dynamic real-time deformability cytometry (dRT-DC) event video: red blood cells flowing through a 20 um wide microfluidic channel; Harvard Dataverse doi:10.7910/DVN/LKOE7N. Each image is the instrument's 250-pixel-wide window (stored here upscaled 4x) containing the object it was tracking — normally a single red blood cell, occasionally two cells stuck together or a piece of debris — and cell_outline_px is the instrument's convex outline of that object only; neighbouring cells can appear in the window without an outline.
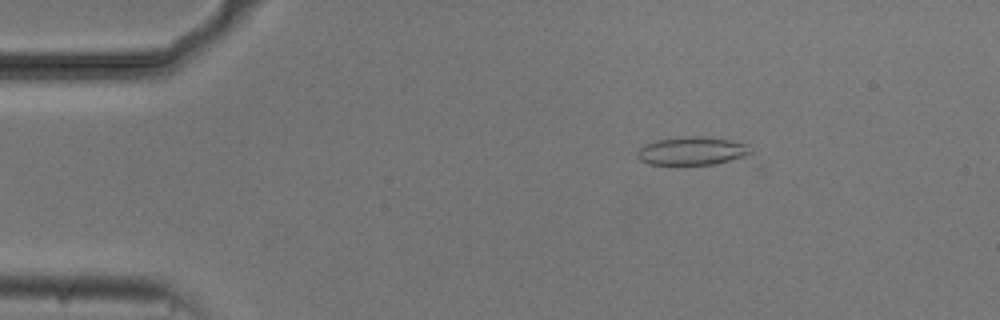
{"species": "common noctule bat (a hibernating species)", "species_latin": "Nyctalus noctula", "temperature_condition": "cold", "stored_images_in_passage": 48, "camera_frame_rate_fps": 3000, "um_per_image_px": 0.085, "animal": {"sex": "male", "body_mass_g": 20.5, "forearm_length_mm": 52.5}, "frame": {"image": 1, "passage_image": 3, "time_ms": 0.667, "image_size_px": [1000, 320], "cell_outline_px": [[752, 152], [728, 160], [712, 164], [676, 168], [648, 164], [640, 160], [636, 156], [636, 152], [644, 144], [656, 140], [692, 136], [700, 136], [732, 140], [748, 144]], "centroid_in_image_um": [58.72, 12.87], "position_along_channel_um": 26.3, "area_um2": 19.25}}
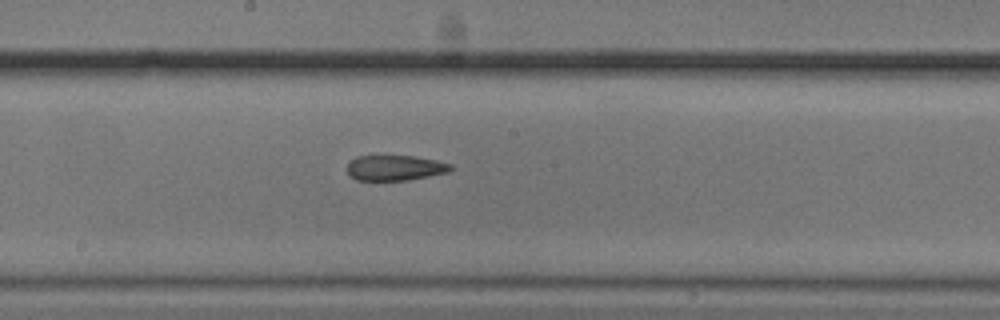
{"frame": {"image": 2, "passage_image": 23, "time_ms": 7.333, "image_size_px": [1000, 320], "cell_outline_px": [[452, 168], [448, 172], [408, 180], [356, 180], [348, 176], [348, 164], [356, 156], [416, 156], [436, 160], [452, 164]], "centroid_in_image_um": [33.57, 14.27], "position_along_channel_um": 214.6, "area_um2": 15.26}}
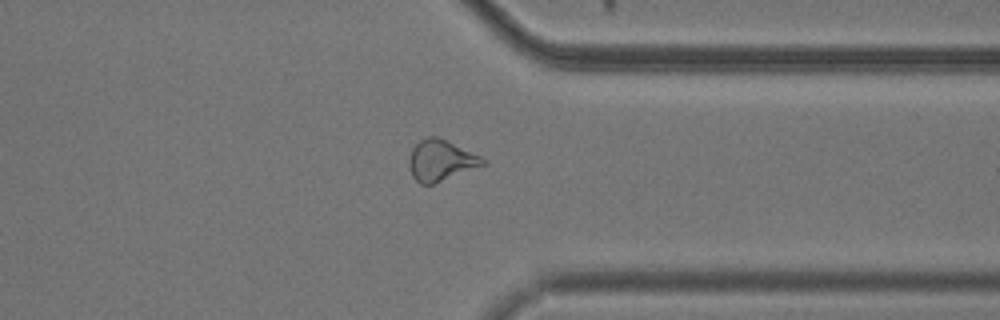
{"frame": {"image": 3, "passage_image": 36, "time_ms": 11.667, "image_size_px": [1000, 320], "cell_outline_px": [[488, 164], [432, 184], [420, 184], [412, 176], [408, 164], [408, 160], [412, 148], [420, 140], [428, 136], [436, 136], [480, 156]], "centroid_in_image_um": [37.44, 13.64], "position_along_channel_um": 374.0, "area_um2": 17.4}, "authors_computed_cell_mechanics": {"area_um2": 17.6001, "velocity_mm_per_s": 3.743, "shape_relaxation_time_tau1_ms": null, "shape_relaxation_time_tau2_ms": 5.7239, "deformation_change_tau1": null, "deformation_change_tau2": 0.135}}